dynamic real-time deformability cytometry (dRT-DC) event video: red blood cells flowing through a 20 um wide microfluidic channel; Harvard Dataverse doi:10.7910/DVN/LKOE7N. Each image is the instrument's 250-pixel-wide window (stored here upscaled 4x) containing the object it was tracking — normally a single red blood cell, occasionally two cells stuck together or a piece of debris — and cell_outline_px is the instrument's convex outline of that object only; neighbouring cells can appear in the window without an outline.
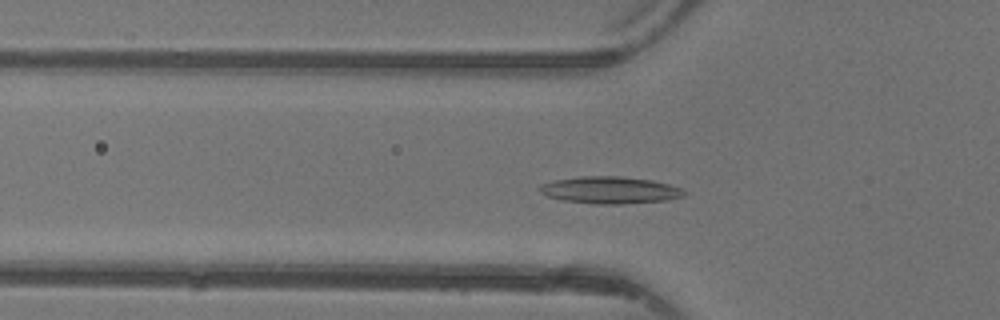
{"species": "common noctule bat (a hibernating species)", "species_latin": "Nyctalus noctula", "temperature_condition": "warm", "stored_images_in_passage": 44, "camera_frame_rate_fps": 3000, "um_per_image_px": 0.085, "animal": {"sex": "female"}, "frame": {"image": 1, "passage_image": 13, "time_ms": 4.0, "image_size_px": [1000, 320], "cell_outline_px": [[688, 192], [684, 196], [668, 200], [624, 204], [592, 204], [560, 200], [548, 196], [540, 192], [540, 184], [556, 180], [584, 176], [620, 176], [652, 180], [668, 184], [680, 188]], "centroid_in_image_um": [51.87, 16.17], "position_along_channel_um": 73.9, "area_um2": 22.83}}
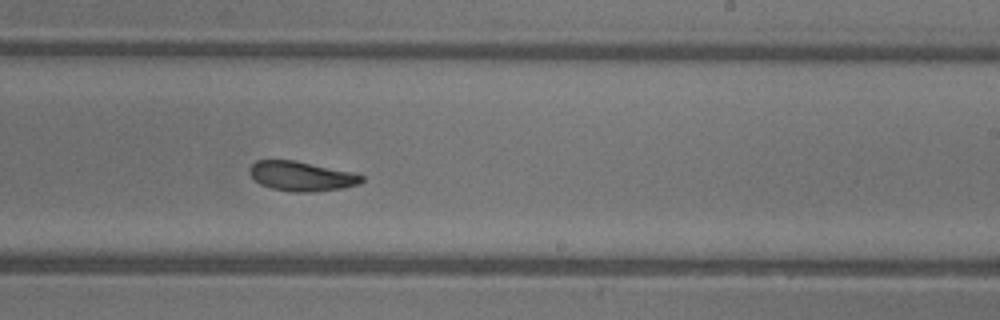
{"frame": {"image": 2, "passage_image": 26, "time_ms": 8.333, "image_size_px": [1000, 320], "cell_outline_px": [[364, 180], [360, 184], [344, 188], [312, 192], [292, 192], [272, 188], [260, 184], [248, 172], [248, 168], [256, 160], [296, 160], [356, 172], [364, 176]], "centroid_in_image_um": [25.68, 14.97], "position_along_channel_um": 263.3, "area_um2": 19.71}}
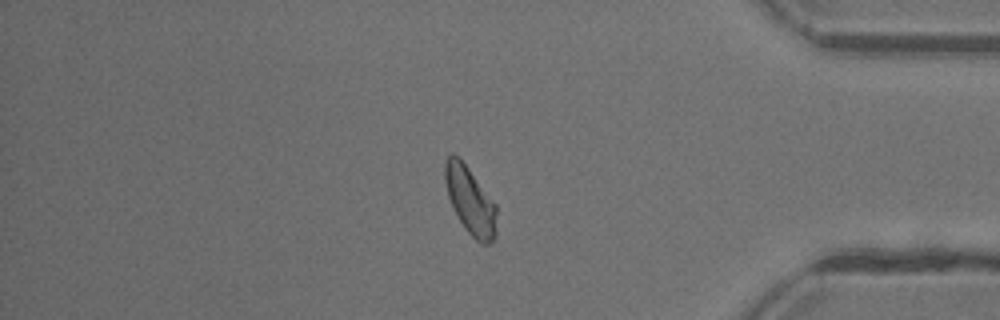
{"frame": {"image": 3, "passage_image": 37, "time_ms": 12.0, "image_size_px": [1000, 320], "cell_outline_px": [[496, 236], [488, 244], [480, 244], [468, 232], [460, 220], [448, 196], [444, 180], [444, 164], [448, 156], [452, 152], [460, 156], [496, 204]], "centroid_in_image_um": [39.97, 17.0], "position_along_channel_um": 395.2, "area_um2": 20.35}, "authors_computed_cell_mechanics": {"area_um2": 19.941, "velocity_mm_per_s": 4.3589, "shape_relaxation_time_tau1_ms": 4.5239, "shape_relaxation_time_tau2_ms": 3.1033, "deformation_change_tau1": 0.1573, "deformation_change_tau2": 0.1013}}